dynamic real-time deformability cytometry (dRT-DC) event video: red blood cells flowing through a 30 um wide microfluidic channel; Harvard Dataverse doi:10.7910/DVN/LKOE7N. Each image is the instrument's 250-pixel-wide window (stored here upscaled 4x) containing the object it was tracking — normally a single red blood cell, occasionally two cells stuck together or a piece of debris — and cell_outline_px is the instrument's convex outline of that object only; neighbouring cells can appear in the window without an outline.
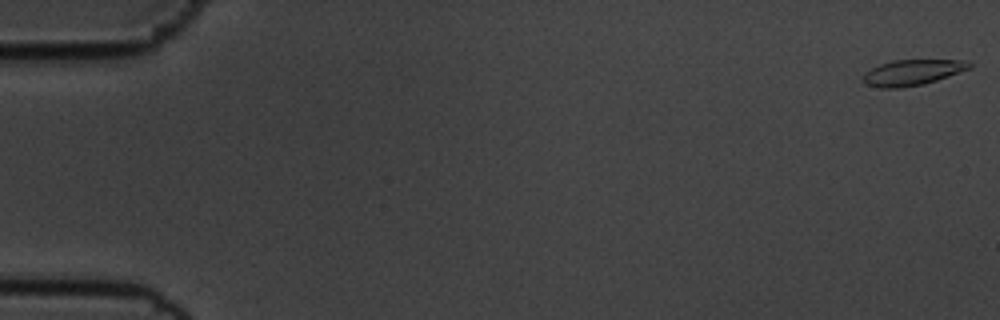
{"species": "common noctule bat (a hibernating species)", "species_latin": "Nyctalus noctula", "temperature_condition": "cold", "stored_images_in_passage": 56, "camera_frame_rate_fps": 3000, "um_per_image_px": 0.085, "animal": {"sex": "male", "body_mass_g": 19.5, "forearm_length_mm": 54.6}, "frame": {"image": 1, "passage_image": 1, "time_ms": 0.0, "image_size_px": [1000, 320], "cell_outline_px": [[972, 68], [924, 84], [900, 88], [880, 88], [868, 84], [864, 80], [864, 72], [880, 64], [892, 60], [964, 60], [972, 64]], "centroid_in_image_um": [77.57, 6.15], "position_along_channel_um": 7.4, "area_um2": 15.78}}
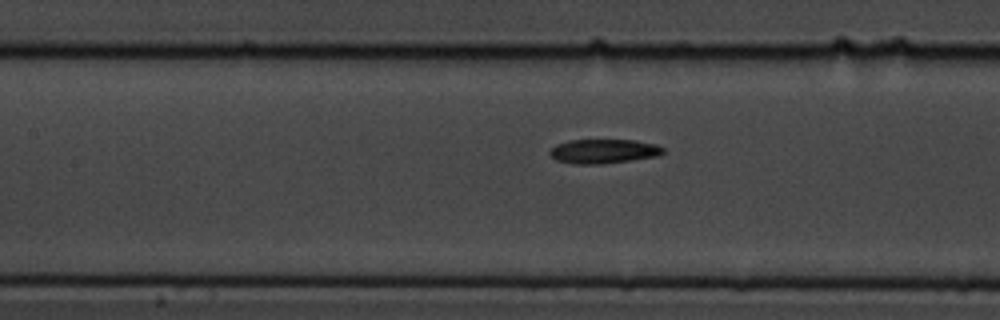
{"frame": {"image": 2, "passage_image": 26, "time_ms": 8.333, "image_size_px": [1000, 320], "cell_outline_px": [[664, 152], [656, 156], [632, 160], [600, 164], [572, 164], [556, 160], [548, 152], [556, 144], [568, 140], [636, 140], [656, 144], [664, 148]], "centroid_in_image_um": [51.29, 12.85], "position_along_channel_um": 156.1, "area_um2": 16.07}}
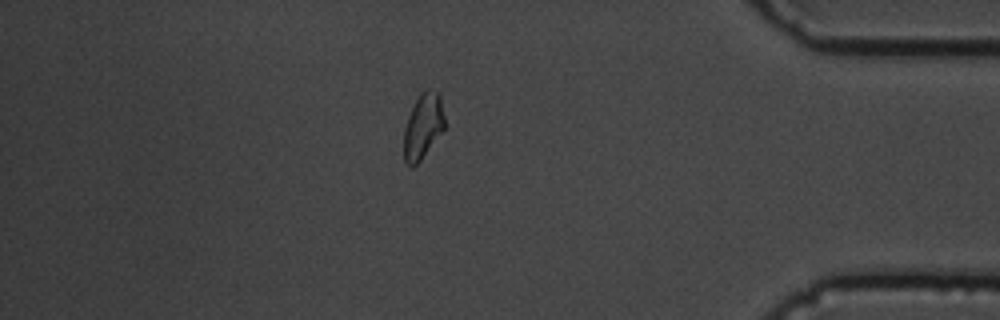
{"frame": {"image": 3, "passage_image": 49, "time_ms": 16.0, "image_size_px": [1000, 320], "cell_outline_px": [[444, 128], [420, 160], [412, 168], [408, 168], [404, 164], [404, 128], [408, 116], [420, 92], [428, 88], [440, 92], [444, 116]], "centroid_in_image_um": [35.94, 10.72], "position_along_channel_um": 399.3, "area_um2": 15.55}, "authors_computed_cell_mechanics": {"area_um2": 16.184, "velocity_mm_per_s": 3.5949, "shape_relaxation_time_tau1_ms": 3.8647, "shape_relaxation_time_tau2_ms": 4.2212, "deformation_change_tau1": 0.1027, "deformation_change_tau2": 0.1009}}